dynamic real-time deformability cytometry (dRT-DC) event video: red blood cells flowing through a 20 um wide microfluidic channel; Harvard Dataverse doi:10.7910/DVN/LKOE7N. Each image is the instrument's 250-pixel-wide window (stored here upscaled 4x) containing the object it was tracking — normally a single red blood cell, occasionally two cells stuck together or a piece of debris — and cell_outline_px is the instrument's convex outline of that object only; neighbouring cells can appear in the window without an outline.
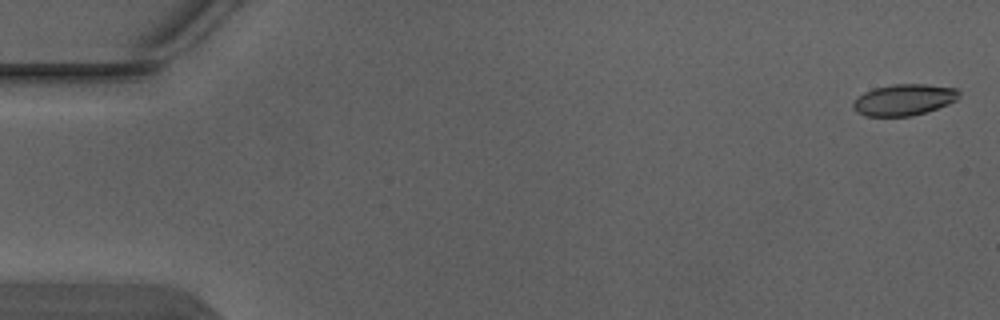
{"species": "Egyptian fruit bat (a non-hibernating species)", "species_latin": "Rousettus aegyptiacus", "temperature_condition": "warm", "stored_images_in_passage": 5, "camera_frame_rate_fps": 3000, "um_per_image_px": 0.085, "animal": {"sex": "male"}, "frame": {"image": 1, "passage_image": 1, "time_ms": 0.0, "image_size_px": [1000, 320], "cell_outline_px": [[960, 96], [956, 100], [948, 104], [912, 116], [864, 116], [856, 112], [852, 108], [852, 104], [864, 92], [872, 88], [892, 84], [928, 84], [956, 88], [960, 92]], "centroid_in_image_um": [76.83, 8.47], "position_along_channel_um": 8.2, "area_um2": 19.36}}
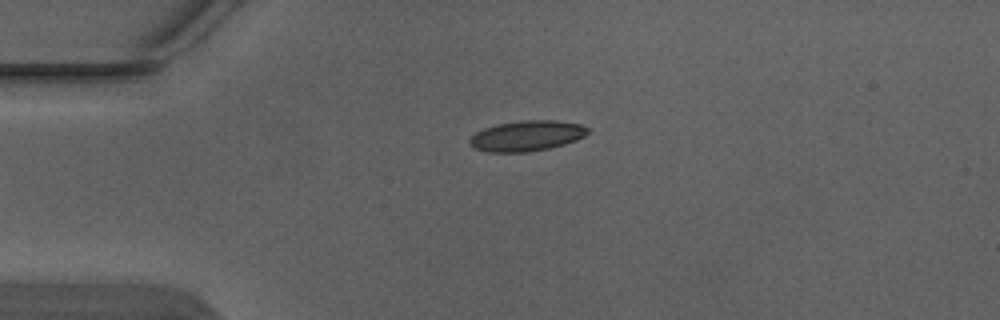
{"frame": {"image": 2, "passage_image": 4, "time_ms": 1.0, "image_size_px": [1000, 320], "cell_outline_px": [[588, 132], [584, 136], [576, 140], [564, 144], [548, 148], [528, 152], [488, 152], [476, 148], [468, 144], [468, 140], [476, 132], [484, 128], [496, 124], [528, 120], [552, 120], [580, 124], [588, 128]], "centroid_in_image_um": [44.75, 11.55], "position_along_channel_um": 40.3, "area_um2": 20.81}}